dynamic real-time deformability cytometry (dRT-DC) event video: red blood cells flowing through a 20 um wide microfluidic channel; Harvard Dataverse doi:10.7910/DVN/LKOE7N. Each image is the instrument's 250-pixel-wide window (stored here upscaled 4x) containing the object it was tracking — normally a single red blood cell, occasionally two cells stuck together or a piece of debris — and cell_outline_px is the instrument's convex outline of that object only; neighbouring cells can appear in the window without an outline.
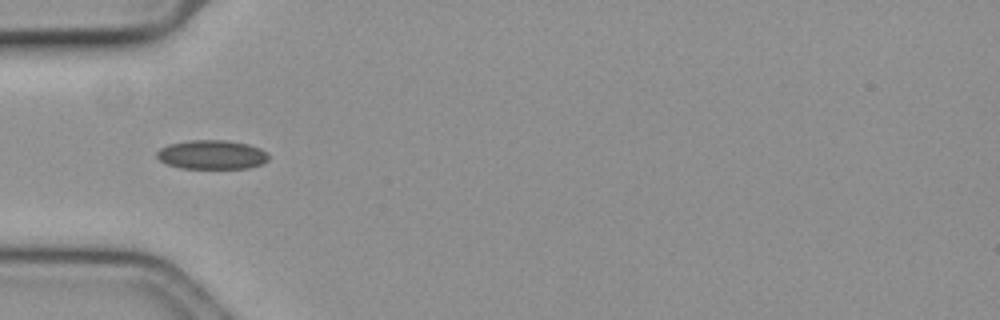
{"species": "common noctule bat (a hibernating species)", "species_latin": "Nyctalus noctula", "temperature_condition": "cold", "stored_images_in_passage": 35, "camera_frame_rate_fps": 3000, "um_per_image_px": 0.085, "animal": {"sex": "female", "body_mass_g": 19.3, "forearm_length_mm": 54.1}, "frame": {"image": 1, "passage_image": 1, "time_ms": 0.0, "image_size_px": [1000, 320], "cell_outline_px": [[268, 160], [260, 164], [248, 168], [180, 168], [168, 164], [160, 160], [156, 156], [156, 152], [160, 148], [168, 144], [188, 140], [228, 140], [248, 144], [260, 148], [268, 156]], "centroid_in_image_um": [17.97, 13.14], "position_along_channel_um": 67.0, "area_um2": 18.9}}
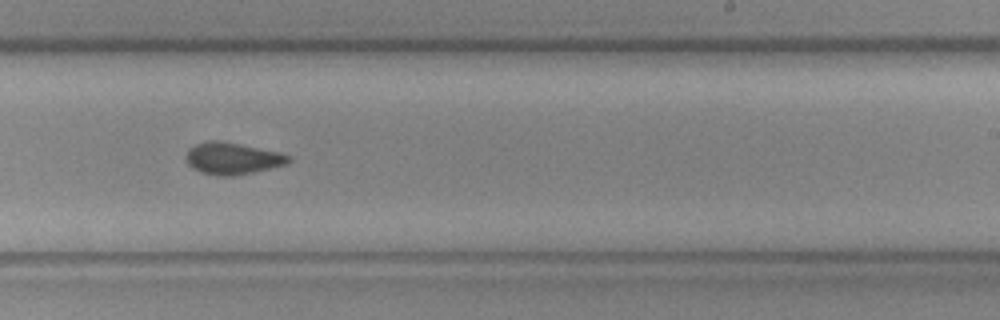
{"frame": {"image": 2, "passage_image": 18, "time_ms": 5.667, "image_size_px": [1000, 320], "cell_outline_px": [[292, 160], [288, 164], [252, 172], [232, 176], [220, 176], [200, 172], [192, 168], [188, 164], [184, 156], [188, 148], [196, 144], [208, 140], [220, 140], [280, 152], [288, 156]], "centroid_in_image_um": [19.72, 13.46], "position_along_channel_um": 269.3, "area_um2": 19.13}}
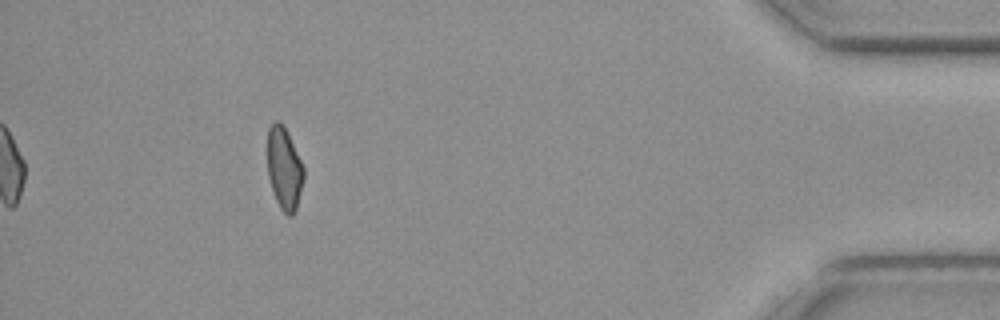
{"frame": {"image": 3, "passage_image": 35, "time_ms": 11.333, "image_size_px": [1000, 320], "cell_outline_px": [[304, 180], [296, 208], [292, 216], [288, 216], [280, 208], [276, 200], [268, 176], [268, 128], [276, 120], [288, 132], [304, 168]], "centroid_in_image_um": [24.17, 14.34], "position_along_channel_um": 411.0, "area_um2": 17.17}, "authors_computed_cell_mechanics": {"area_um2": 18.9006, "velocity_mm_per_s": 3.5812, "shape_relaxation_time_tau1_ms": null, "shape_relaxation_time_tau2_ms": 2.4488, "deformation_change_tau1": null, "deformation_change_tau2": 0.0686}}